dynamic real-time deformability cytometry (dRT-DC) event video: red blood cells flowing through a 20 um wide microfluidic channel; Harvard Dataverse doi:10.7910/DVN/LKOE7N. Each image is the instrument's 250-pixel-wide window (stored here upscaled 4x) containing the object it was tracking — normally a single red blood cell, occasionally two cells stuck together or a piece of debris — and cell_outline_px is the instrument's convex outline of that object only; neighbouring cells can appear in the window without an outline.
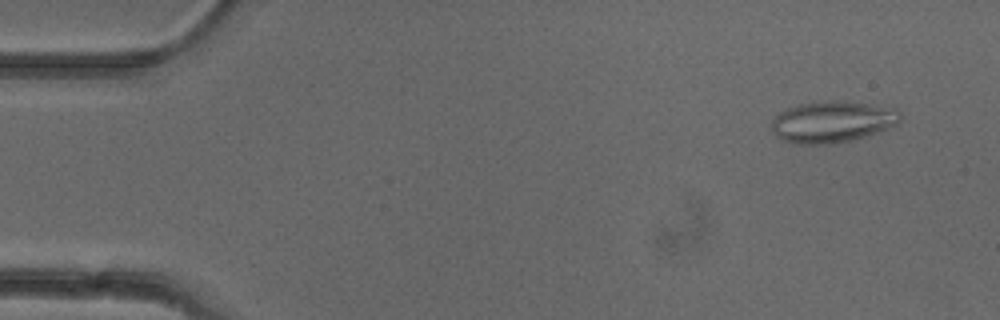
{"species": "common noctule bat (a hibernating species)", "species_latin": "Nyctalus noctula", "temperature_condition": "cold", "stored_images_in_passage": 52, "camera_frame_rate_fps": 3000, "um_per_image_px": 0.085, "animal": {"sex": "female"}, "frame": {"image": 1, "passage_image": 4, "time_ms": 1.0, "image_size_px": [1000, 320], "cell_outline_px": [[900, 120], [896, 124], [888, 128], [852, 140], [832, 144], [796, 144], [784, 140], [776, 136], [772, 132], [772, 120], [780, 112], [788, 108], [800, 104], [832, 100], [836, 100], [900, 108]], "centroid_in_image_um": [70.75, 10.35], "position_along_channel_um": 14.2, "area_um2": 30.98}}
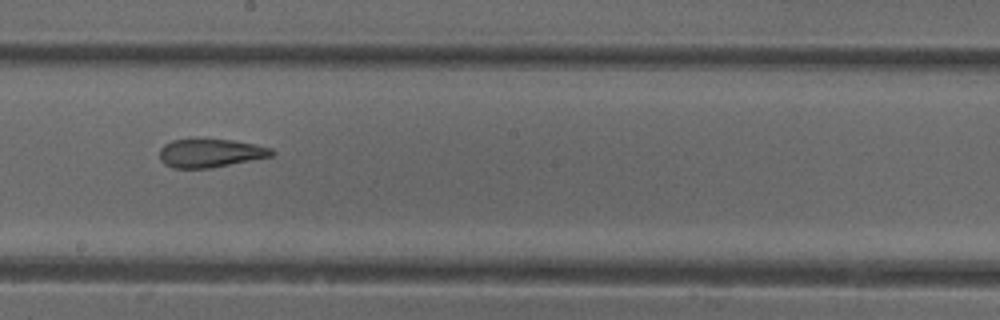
{"frame": {"image": 2, "passage_image": 29, "time_ms": 9.333, "image_size_px": [1000, 320], "cell_outline_px": [[276, 152], [272, 156], [208, 168], [172, 168], [164, 164], [160, 160], [160, 148], [164, 144], [172, 140], [232, 140], [256, 144], [272, 148]], "centroid_in_image_um": [17.88, 13.02], "position_along_channel_um": 230.3, "area_um2": 18.38}}
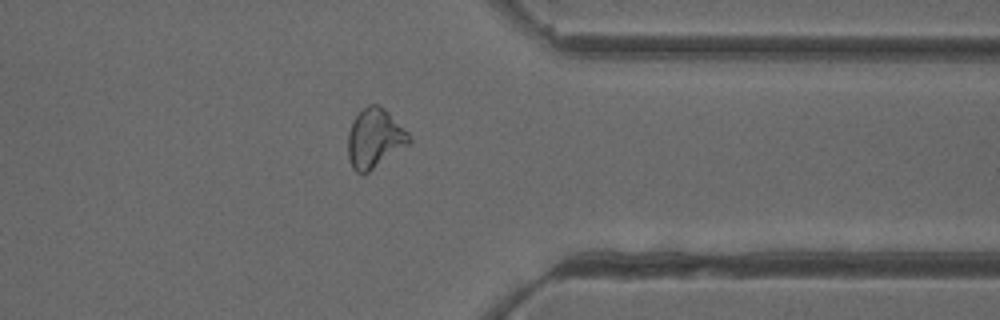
{"frame": {"image": 3, "passage_image": 41, "time_ms": 13.333, "image_size_px": [1000, 320], "cell_outline_px": [[412, 140], [408, 144], [368, 172], [356, 172], [352, 168], [348, 156], [348, 132], [352, 120], [368, 104], [376, 104], [384, 108], [412, 136]], "centroid_in_image_um": [31.84, 11.74], "position_along_channel_um": 379.6, "area_um2": 20.87}, "authors_computed_cell_mechanics": {"area_um2": 21.9351, "velocity_mm_per_s": 3.9483, "shape_relaxation_time_tau1_ms": null, "shape_relaxation_time_tau2_ms": 2.7962, "deformation_change_tau1": null, "deformation_change_tau2": 0.0945}}